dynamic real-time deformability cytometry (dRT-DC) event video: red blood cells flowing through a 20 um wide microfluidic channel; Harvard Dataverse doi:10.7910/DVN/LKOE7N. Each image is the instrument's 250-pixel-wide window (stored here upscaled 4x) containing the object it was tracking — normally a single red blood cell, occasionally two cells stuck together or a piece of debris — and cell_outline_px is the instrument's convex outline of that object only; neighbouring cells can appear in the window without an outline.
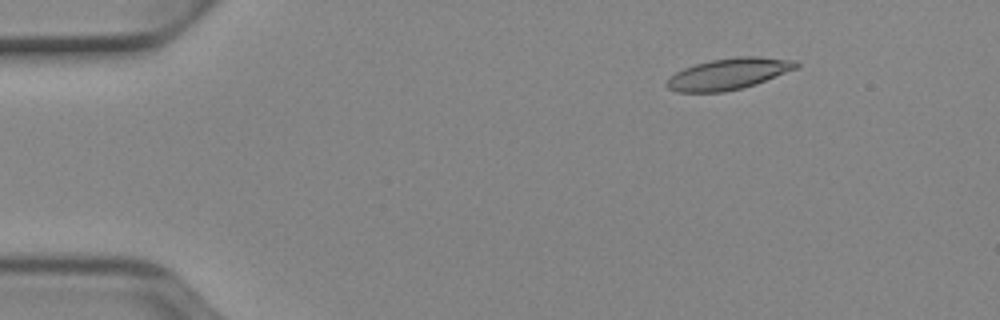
{"species": "Egyptian fruit bat (a non-hibernating species)", "species_latin": "Rousettus aegyptiacus", "temperature_condition": "cold", "stored_images_in_passage": 52, "camera_frame_rate_fps": 3000, "um_per_image_px": 0.085, "animal": {"sex": "female"}, "frame": {"image": 1, "passage_image": 7, "time_ms": 2.0, "image_size_px": [1000, 320], "cell_outline_px": [[800, 68], [756, 84], [724, 92], [676, 92], [668, 88], [664, 84], [676, 72], [684, 68], [696, 64], [712, 60], [736, 56], [756, 56], [796, 60], [800, 64]], "centroid_in_image_um": [61.99, 6.27], "position_along_channel_um": 23.0, "area_um2": 23.7}}
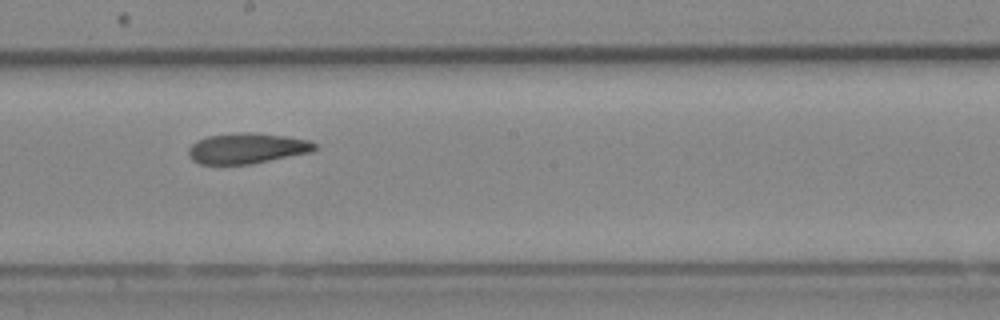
{"frame": {"image": 2, "passage_image": 29, "time_ms": 9.333, "image_size_px": [1000, 320], "cell_outline_px": [[316, 148], [312, 152], [252, 164], [200, 164], [192, 160], [188, 156], [188, 148], [196, 140], [208, 136], [240, 132], [252, 132], [284, 136], [308, 140], [316, 144]], "centroid_in_image_um": [20.97, 12.61], "position_along_channel_um": 227.2, "area_um2": 22.54}}
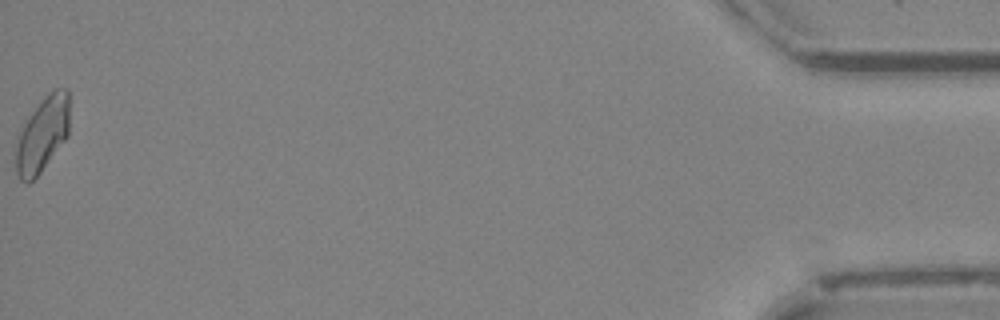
{"frame": {"image": 3, "passage_image": 52, "time_ms": 17.0, "image_size_px": [1000, 320], "cell_outline_px": [[68, 136], [40, 172], [28, 184], [20, 180], [16, 172], [16, 144], [20, 132], [24, 124], [32, 112], [44, 96], [52, 88], [68, 88]], "centroid_in_image_um": [3.61, 11.41], "position_along_channel_um": 431.6, "area_um2": 23.18}, "authors_computed_cell_mechanics": {"area_um2": 22.9466, "velocity_mm_per_s": 3.9112, "shape_relaxation_time_tau1_ms": null, "shape_relaxation_time_tau2_ms": 5.2045, "deformation_change_tau1": null, "deformation_change_tau2": 0.1224}}